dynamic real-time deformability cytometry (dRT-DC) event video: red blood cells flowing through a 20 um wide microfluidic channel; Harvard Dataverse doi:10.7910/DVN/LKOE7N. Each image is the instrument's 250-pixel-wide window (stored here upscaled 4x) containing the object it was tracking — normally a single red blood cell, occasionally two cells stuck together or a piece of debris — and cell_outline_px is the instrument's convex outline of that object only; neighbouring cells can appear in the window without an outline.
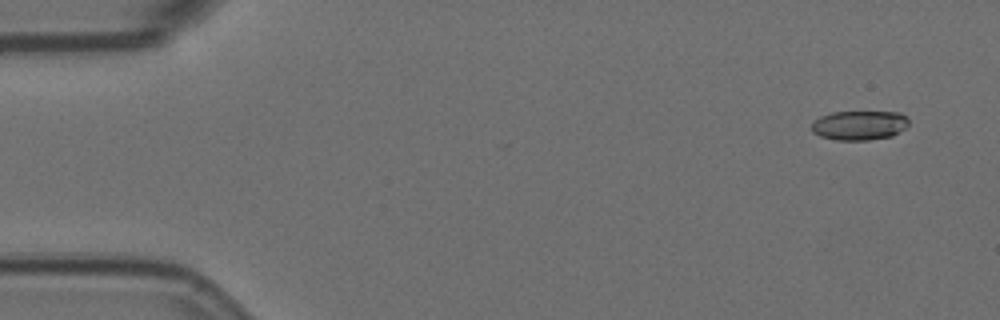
{"species": "Egyptian fruit bat (a non-hibernating species)", "species_latin": "Rousettus aegyptiacus", "temperature_condition": "room temperature", "stored_images_in_passage": 5, "camera_frame_rate_fps": 3000, "um_per_image_px": 0.085, "animal": {"sex": "female"}, "frame": {"image": 1, "passage_image": 1, "time_ms": 0.0, "image_size_px": [1000, 320], "cell_outline_px": [[908, 124], [904, 128], [892, 136], [868, 140], [836, 140], [820, 136], [812, 132], [812, 124], [820, 116], [832, 112], [900, 112], [908, 116]], "centroid_in_image_um": [73.05, 10.65], "position_along_channel_um": 11.9, "area_um2": 16.65}}
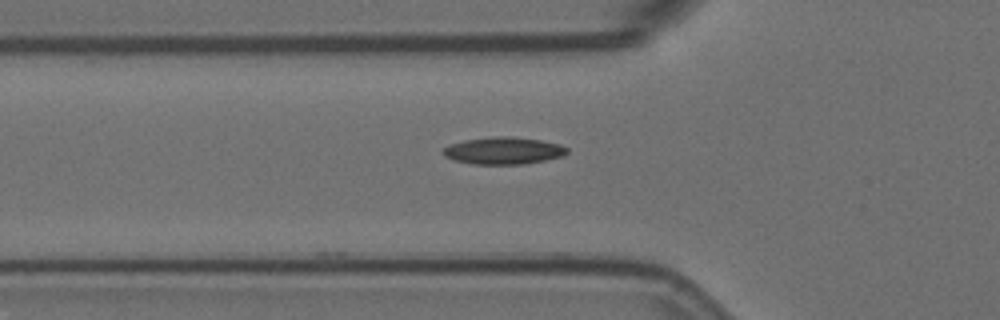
{"frame": {"image": 2, "passage_image": 5, "time_ms": 1.333, "image_size_px": [1000, 320], "cell_outline_px": [[568, 152], [564, 156], [524, 164], [472, 164], [456, 160], [444, 156], [444, 148], [452, 144], [464, 140], [496, 136], [512, 136], [540, 140], [560, 144], [568, 148]], "centroid_in_image_um": [42.84, 12.8], "position_along_channel_um": 83.0, "area_um2": 19.48}}